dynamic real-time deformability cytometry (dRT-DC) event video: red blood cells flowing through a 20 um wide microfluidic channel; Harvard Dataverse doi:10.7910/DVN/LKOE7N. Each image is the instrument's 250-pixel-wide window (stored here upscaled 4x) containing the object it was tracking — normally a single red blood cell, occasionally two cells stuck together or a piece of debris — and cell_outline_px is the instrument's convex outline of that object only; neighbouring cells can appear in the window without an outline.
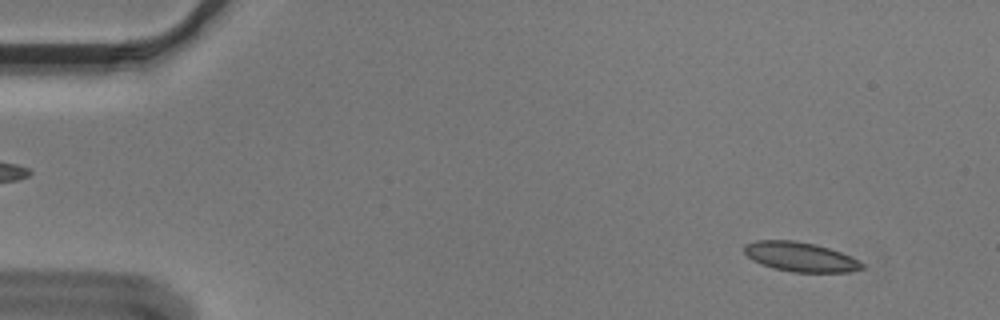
{"species": "Egyptian fruit bat (a non-hibernating species)", "species_latin": "Rousettus aegyptiacus", "temperature_condition": "cold", "stored_images_in_passage": 55, "camera_frame_rate_fps": 3000, "um_per_image_px": 0.085, "animal": {"sex": "male"}, "frame": {"image": 1, "passage_image": 5, "time_ms": 1.333, "image_size_px": [1000, 320], "cell_outline_px": [[864, 268], [848, 272], [792, 272], [772, 268], [760, 264], [752, 260], [744, 252], [744, 244], [756, 240], [792, 240], [816, 244], [852, 256], [864, 264]], "centroid_in_image_um": [68.01, 21.83], "position_along_channel_um": 17.0, "area_um2": 20.35}}
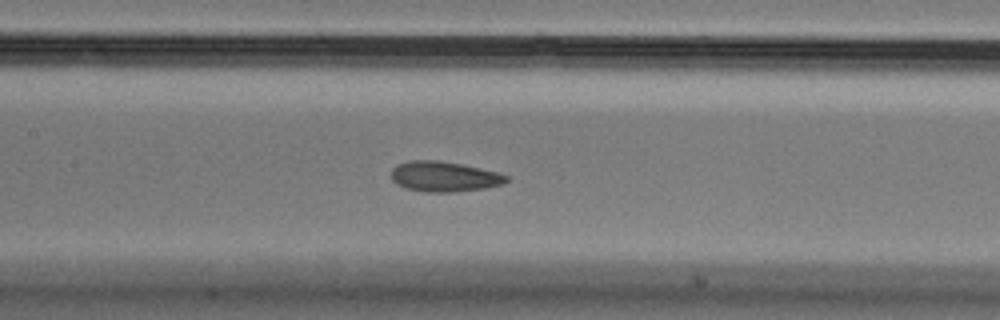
{"frame": {"image": 2, "passage_image": 26, "time_ms": 8.333, "image_size_px": [1000, 320], "cell_outline_px": [[508, 180], [504, 184], [484, 188], [452, 192], [424, 192], [404, 188], [396, 184], [392, 180], [392, 168], [396, 164], [408, 160], [436, 160], [460, 164], [496, 172], [508, 176]], "centroid_in_image_um": [37.7, 15.01], "position_along_channel_um": 169.7, "area_um2": 20.29}}
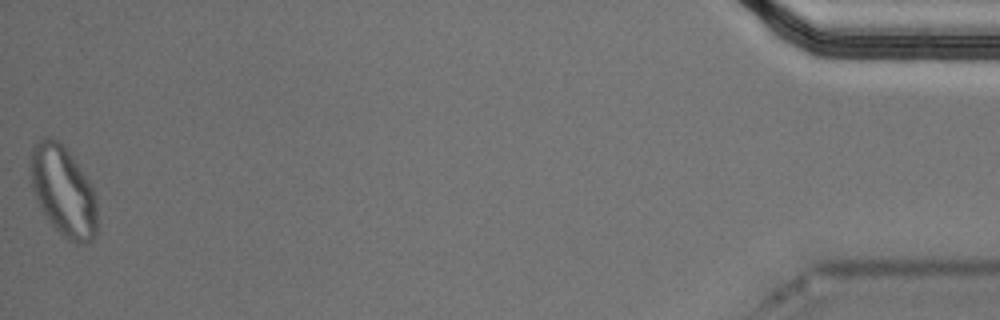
{"frame": {"image": 3, "passage_image": 55, "time_ms": 18.0, "image_size_px": [1000, 320], "cell_outline_px": [[96, 236], [92, 240], [84, 244], [76, 244], [60, 236], [44, 216], [36, 200], [32, 188], [28, 168], [32, 148], [40, 140], [48, 136], [52, 136], [60, 140], [88, 180], [96, 196]], "centroid_in_image_um": [5.34, 16.27], "position_along_channel_um": 429.9, "area_um2": 35.6}, "authors_computed_cell_mechanics": {"area_um2": 20.519, "velocity_mm_per_s": 3.6342, "shape_relaxation_time_tau1_ms": null, "shape_relaxation_time_tau2_ms": 1.3932, "deformation_change_tau1": null, "deformation_change_tau2": 0.0805}}